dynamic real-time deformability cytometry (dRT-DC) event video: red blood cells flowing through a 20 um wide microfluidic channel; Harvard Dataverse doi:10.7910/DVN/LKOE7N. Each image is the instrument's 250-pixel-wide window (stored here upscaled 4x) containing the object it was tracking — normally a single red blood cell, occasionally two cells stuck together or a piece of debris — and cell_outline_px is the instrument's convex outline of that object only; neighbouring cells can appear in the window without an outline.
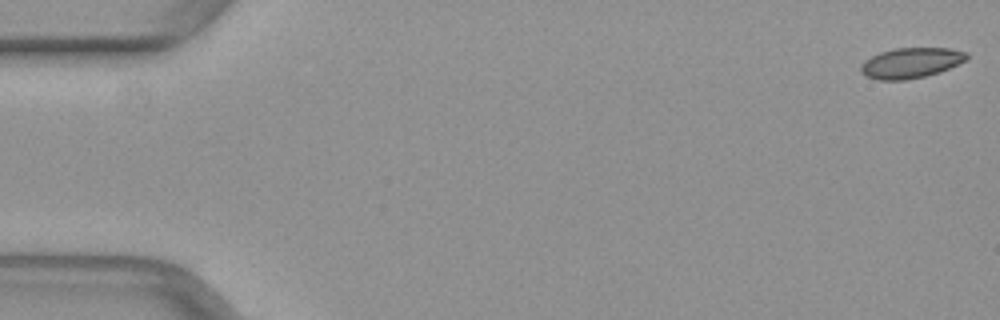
{"species": "common noctule bat (a hibernating species)", "species_latin": "Nyctalus noctula", "temperature_condition": "warm", "stored_images_in_passage": 51, "camera_frame_rate_fps": 3000, "um_per_image_px": 0.085, "animal": {"sex": "female", "body_mass_g": 29.2, "forearm_length_mm": 56.3}, "frame": {"image": 1, "passage_image": 1, "time_ms": 0.0, "image_size_px": [1000, 320], "cell_outline_px": [[968, 60], [940, 72], [924, 76], [904, 80], [876, 80], [864, 76], [860, 72], [860, 64], [864, 60], [880, 52], [892, 48], [948, 48], [968, 52]], "centroid_in_image_um": [77.41, 5.35], "position_along_channel_um": 7.6, "area_um2": 19.02}}
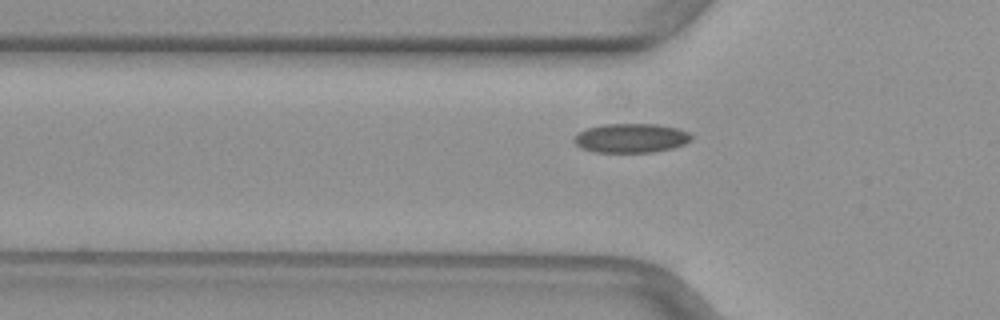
{"frame": {"image": 2, "passage_image": 17, "time_ms": 5.333, "image_size_px": [1000, 320], "cell_outline_px": [[692, 140], [684, 144], [672, 148], [652, 152], [596, 152], [580, 148], [572, 140], [572, 136], [588, 128], [604, 124], [656, 124], [680, 128], [688, 132], [692, 136]], "centroid_in_image_um": [53.64, 11.73], "position_along_channel_um": 72.2, "area_um2": 20.06}}
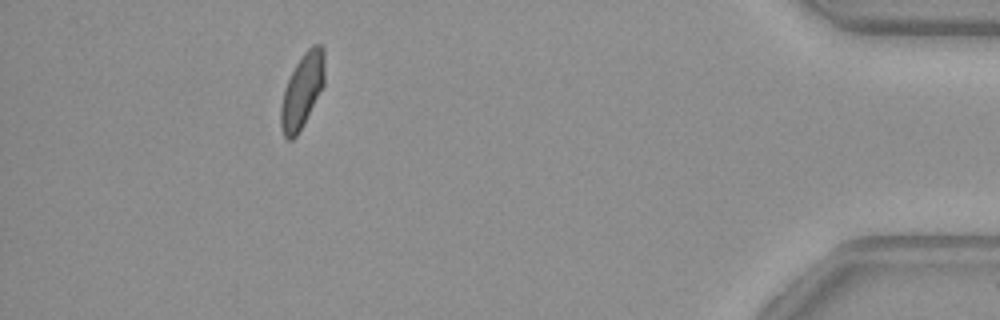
{"frame": {"image": 3, "passage_image": 46, "time_ms": 15.0, "image_size_px": [1000, 320], "cell_outline_px": [[324, 84], [296, 136], [292, 140], [288, 140], [284, 136], [280, 128], [280, 108], [284, 88], [300, 56], [312, 44], [320, 44], [324, 48]], "centroid_in_image_um": [25.67, 7.68], "position_along_channel_um": 409.5, "area_um2": 18.73}}